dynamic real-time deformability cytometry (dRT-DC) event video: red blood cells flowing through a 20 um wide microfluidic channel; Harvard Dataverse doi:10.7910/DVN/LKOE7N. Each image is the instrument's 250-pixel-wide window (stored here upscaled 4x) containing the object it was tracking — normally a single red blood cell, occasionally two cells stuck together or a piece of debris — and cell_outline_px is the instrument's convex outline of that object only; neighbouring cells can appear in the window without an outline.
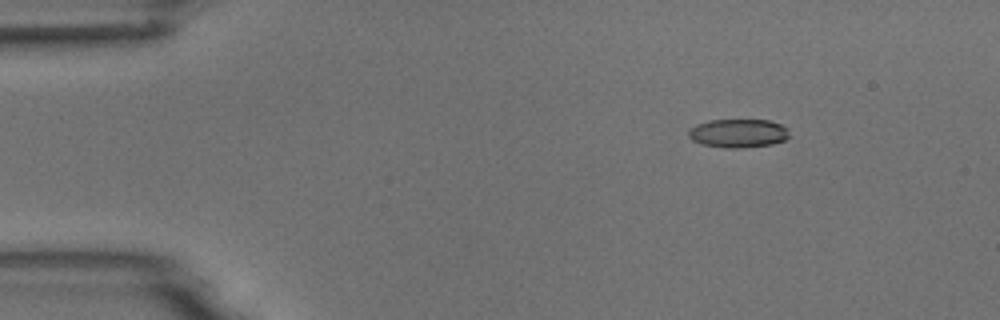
{"species": "common noctule bat (a hibernating species)", "species_latin": "Nyctalus noctula", "temperature_condition": "room temperature", "stored_images_in_passage": 6, "camera_frame_rate_fps": 3000, "um_per_image_px": 0.085, "animal": {"sex": "male", "body_mass_g": 18.8}, "frame": {"image": 1, "passage_image": 3, "time_ms": 2.333, "image_size_px": [1000, 320], "cell_outline_px": [[788, 136], [784, 140], [772, 144], [744, 148], [724, 148], [700, 144], [692, 140], [688, 136], [688, 132], [696, 124], [708, 120], [768, 120], [780, 124], [788, 128]], "centroid_in_image_um": [62.73, 11.33], "position_along_channel_um": 22.3, "area_um2": 16.88}}